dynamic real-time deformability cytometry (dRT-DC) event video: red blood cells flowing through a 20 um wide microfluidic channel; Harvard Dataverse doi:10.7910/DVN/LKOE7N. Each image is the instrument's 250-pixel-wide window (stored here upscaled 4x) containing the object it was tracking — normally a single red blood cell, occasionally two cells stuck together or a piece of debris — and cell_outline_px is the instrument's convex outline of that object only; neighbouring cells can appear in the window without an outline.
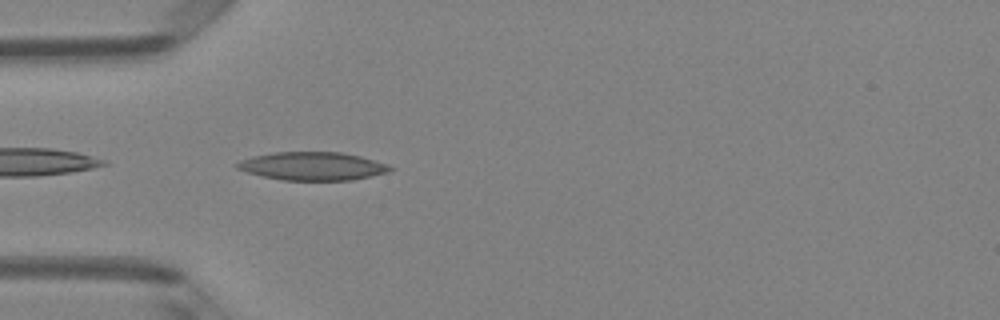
{"species": "Egyptian fruit bat (a non-hibernating species)", "species_latin": "Rousettus aegyptiacus", "temperature_condition": "room temperature", "stored_images_in_passage": 3, "camera_frame_rate_fps": 3000, "um_per_image_px": 0.085, "animal": {"sex": "female"}, "frame": {"image": 1, "passage_image": 3, "time_ms": 0.667, "image_size_px": [1000, 320], "cell_outline_px": [[392, 172], [352, 180], [280, 180], [248, 172], [236, 168], [236, 164], [240, 160], [252, 156], [276, 152], [340, 152], [360, 156], [388, 164], [392, 168]], "centroid_in_image_um": [26.6, 14.12], "position_along_channel_um": 58.4, "area_um2": 25.14}}